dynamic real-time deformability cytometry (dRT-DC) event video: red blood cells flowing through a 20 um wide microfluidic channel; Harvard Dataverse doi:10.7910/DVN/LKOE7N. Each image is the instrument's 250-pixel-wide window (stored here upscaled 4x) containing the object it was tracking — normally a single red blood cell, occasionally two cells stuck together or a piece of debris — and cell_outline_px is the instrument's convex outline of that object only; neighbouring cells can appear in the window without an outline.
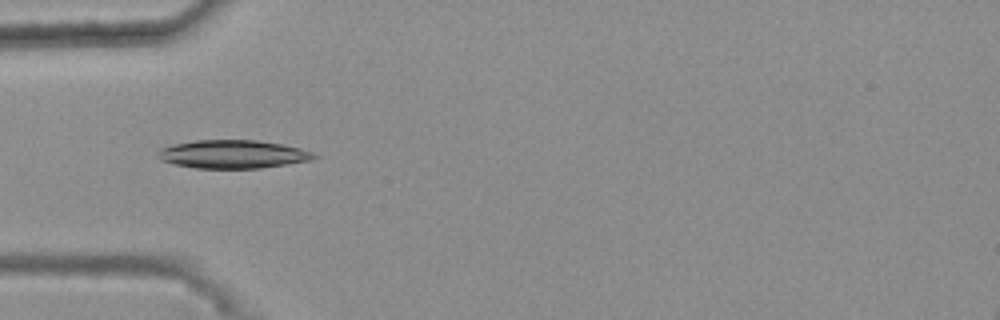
{"species": "common noctule bat (a hibernating species)", "species_latin": "Nyctalus noctula", "temperature_condition": "warm", "stored_images_in_passage": 14, "camera_frame_rate_fps": 3000, "um_per_image_px": 0.085, "animal": {"sex": "female", "body_mass_g": 25.1}, "frame": {"image": 1, "passage_image": 3, "time_ms": 0.667, "image_size_px": [1000, 320], "cell_outline_px": [[320, 156], [312, 160], [260, 168], [196, 168], [176, 164], [160, 160], [156, 156], [156, 152], [160, 148], [172, 144], [196, 140], [256, 140], [280, 144], [300, 148], [312, 152]], "centroid_in_image_um": [19.76, 13.1], "position_along_channel_um": 65.2, "area_um2": 25.78}}
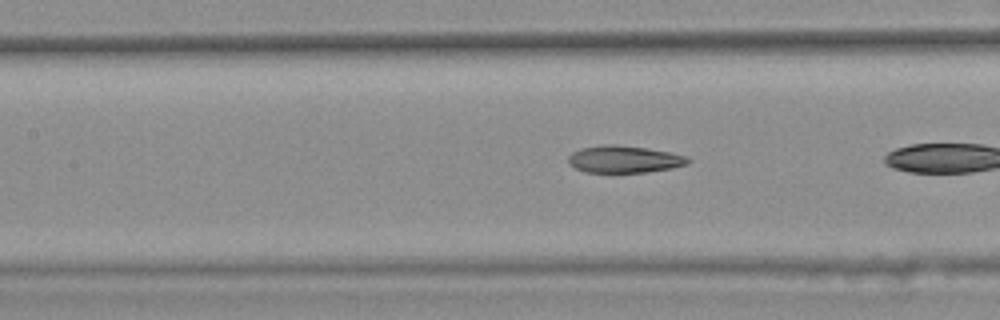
{"frame": {"image": 2, "passage_image": 8, "time_ms": 2.333, "image_size_px": [1000, 320], "cell_outline_px": [[692, 160], [688, 164], [672, 168], [644, 172], [584, 172], [568, 164], [568, 156], [572, 152], [580, 148], [604, 144], [616, 144], [648, 148], [688, 156]], "centroid_in_image_um": [53.05, 13.52], "position_along_channel_um": 154.3, "area_um2": 19.07}}